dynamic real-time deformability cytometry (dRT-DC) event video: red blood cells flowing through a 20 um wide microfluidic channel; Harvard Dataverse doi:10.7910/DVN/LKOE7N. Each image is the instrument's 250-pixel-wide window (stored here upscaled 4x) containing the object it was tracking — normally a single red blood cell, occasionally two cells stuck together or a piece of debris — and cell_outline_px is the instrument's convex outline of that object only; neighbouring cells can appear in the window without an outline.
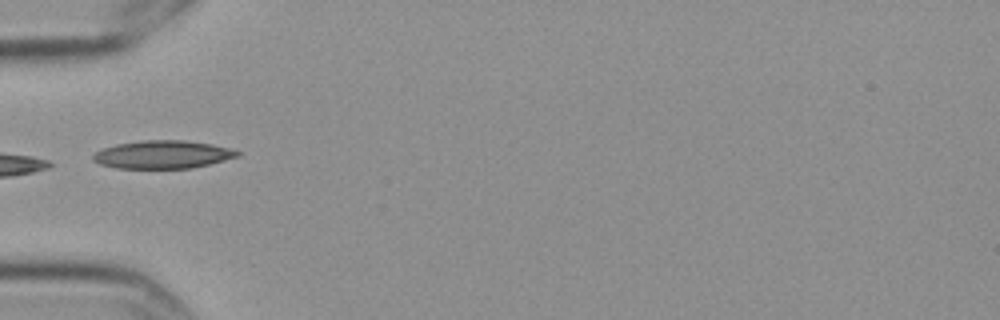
{"species": "Egyptian fruit bat (a non-hibernating species)", "species_latin": "Rousettus aegyptiacus", "temperature_condition": "cold", "stored_images_in_passage": 1, "camera_frame_rate_fps": 3000, "um_per_image_px": 0.085, "frame": {"image": 1, "passage_image": 1, "time_ms": 0.0, "image_size_px": [1000, 320], "cell_outline_px": [[240, 156], [192, 168], [116, 168], [100, 164], [92, 160], [92, 156], [96, 152], [104, 148], [116, 144], [140, 140], [184, 140], [212, 144], [228, 148], [240, 152]], "centroid_in_image_um": [13.81, 13.13], "position_along_channel_um": 71.2, "area_um2": 23.47}}